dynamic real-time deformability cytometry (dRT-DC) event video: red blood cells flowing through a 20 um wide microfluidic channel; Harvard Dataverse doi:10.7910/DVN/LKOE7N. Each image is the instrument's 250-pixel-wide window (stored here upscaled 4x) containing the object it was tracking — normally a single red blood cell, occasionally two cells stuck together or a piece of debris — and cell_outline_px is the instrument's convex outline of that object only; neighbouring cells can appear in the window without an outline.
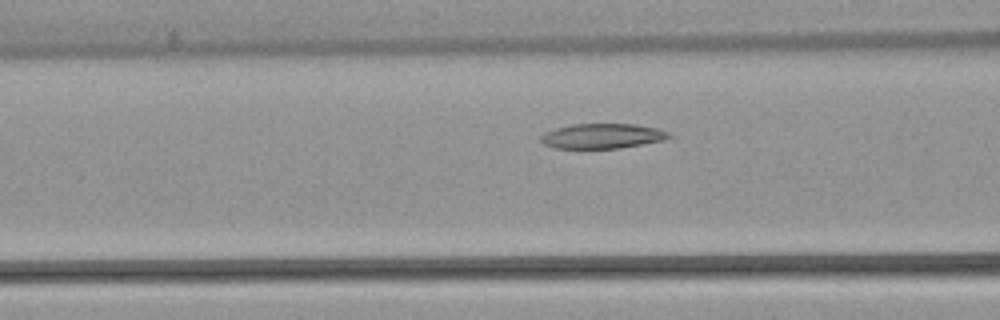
{"species": "common noctule bat (a hibernating species)", "species_latin": "Nyctalus noctula", "temperature_condition": "warm", "stored_images_in_passage": 9, "camera_frame_rate_fps": 3000, "um_per_image_px": 0.085, "animal": {"sex": "female", "body_mass_g": 22.7, "forearm_length_mm": 54.2}, "frame": {"image": 1, "passage_image": 7, "time_ms": 2.0, "image_size_px": [1000, 320], "cell_outline_px": [[676, 136], [664, 140], [620, 148], [556, 148], [544, 144], [540, 140], [540, 136], [544, 132], [556, 128], [572, 124], [636, 124], [656, 128], [668, 132]], "centroid_in_image_um": [51.22, 11.56], "position_along_channel_um": 115.4, "area_um2": 18.67}}